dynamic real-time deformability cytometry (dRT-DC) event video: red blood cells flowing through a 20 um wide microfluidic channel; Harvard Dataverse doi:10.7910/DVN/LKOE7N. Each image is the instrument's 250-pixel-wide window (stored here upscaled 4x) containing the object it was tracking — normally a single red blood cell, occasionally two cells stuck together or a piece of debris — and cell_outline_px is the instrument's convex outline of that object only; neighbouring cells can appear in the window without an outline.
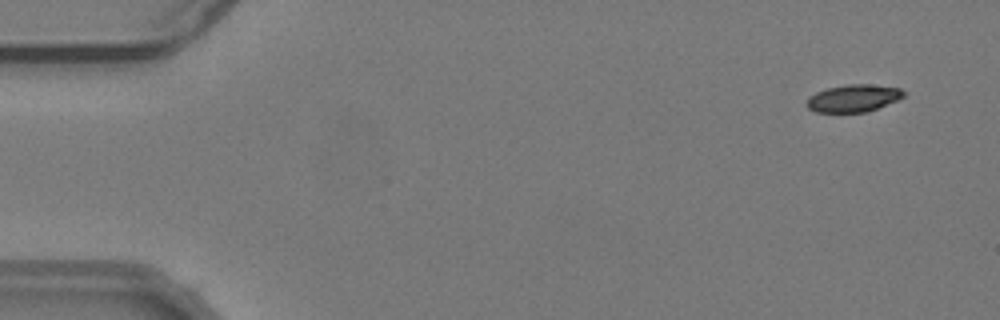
{"species": "common noctule bat (a hibernating species)", "species_latin": "Nyctalus noctula", "temperature_condition": "warm", "stored_images_in_passage": 13, "camera_frame_rate_fps": 3000, "um_per_image_px": 0.085, "animal": {"sex": "male", "body_mass_g": 19.2, "forearm_length_mm": 51.8}, "frame": {"image": 1, "passage_image": 4, "time_ms": 1.0, "image_size_px": [1000, 320], "cell_outline_px": [[904, 96], [896, 100], [868, 112], [816, 112], [808, 108], [804, 104], [808, 96], [816, 92], [828, 88], [848, 84], [868, 84], [900, 88], [904, 92]], "centroid_in_image_um": [72.48, 8.35], "position_along_channel_um": 12.5, "area_um2": 15.43}}